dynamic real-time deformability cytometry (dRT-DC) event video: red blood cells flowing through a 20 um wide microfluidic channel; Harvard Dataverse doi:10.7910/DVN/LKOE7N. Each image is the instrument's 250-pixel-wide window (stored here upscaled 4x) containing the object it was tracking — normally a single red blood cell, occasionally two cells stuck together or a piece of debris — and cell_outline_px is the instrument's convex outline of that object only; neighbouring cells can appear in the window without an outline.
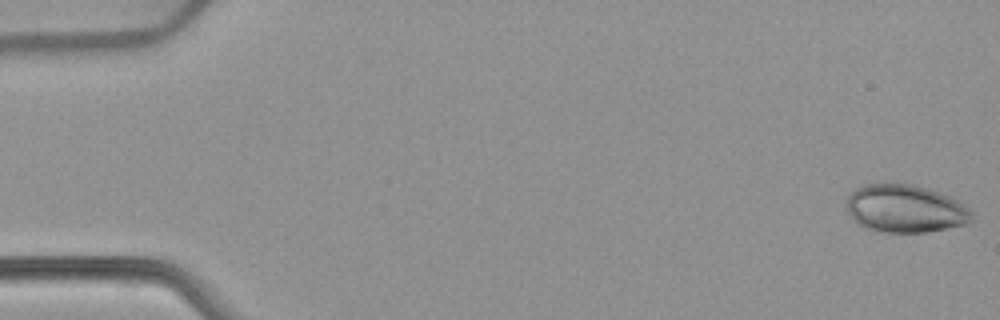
{"species": "common noctule bat (a hibernating species)", "species_latin": "Nyctalus noctula", "temperature_condition": "warm", "stored_images_in_passage": 53, "camera_frame_rate_fps": 3000, "um_per_image_px": 0.085, "animal": {"sex": "female", "body_mass_g": 22.7, "forearm_length_mm": 54.2}, "frame": {"image": 1, "passage_image": 1, "time_ms": 0.0, "image_size_px": [1000, 320], "cell_outline_px": [[972, 220], [968, 224], [924, 232], [880, 232], [864, 228], [848, 212], [848, 196], [856, 188], [864, 184], [912, 184], [928, 188], [940, 192], [964, 204], [972, 212]], "centroid_in_image_um": [76.97, 17.74], "position_along_channel_um": 8.0, "area_um2": 34.68}}
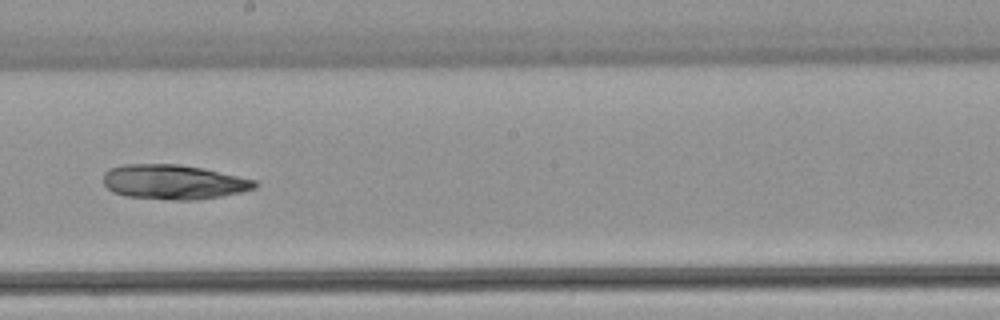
{"frame": {"image": 2, "passage_image": 30, "time_ms": 9.667, "image_size_px": [1000, 320], "cell_outline_px": [[260, 184], [256, 188], [240, 192], [220, 196], [196, 200], [172, 200], [124, 196], [112, 192], [104, 184], [104, 172], [120, 164], [180, 164], [204, 168], [256, 180]], "centroid_in_image_um": [14.76, 15.47], "position_along_channel_um": 233.4, "area_um2": 30.81}}
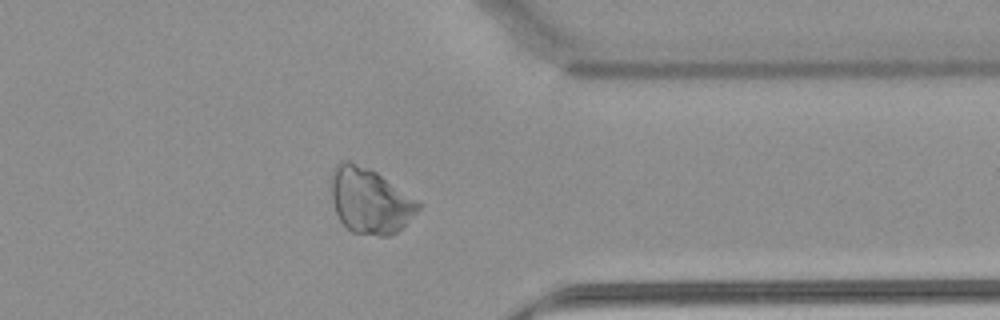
{"frame": {"image": 3, "passage_image": 42, "time_ms": 13.667, "image_size_px": [1000, 320], "cell_outline_px": [[424, 204], [396, 232], [388, 236], [380, 236], [352, 232], [340, 220], [336, 212], [332, 200], [328, 180], [332, 168], [340, 160], [348, 160], [368, 168], [376, 172]], "centroid_in_image_um": [31.39, 17.03], "position_along_channel_um": 380.0, "area_um2": 33.41}}